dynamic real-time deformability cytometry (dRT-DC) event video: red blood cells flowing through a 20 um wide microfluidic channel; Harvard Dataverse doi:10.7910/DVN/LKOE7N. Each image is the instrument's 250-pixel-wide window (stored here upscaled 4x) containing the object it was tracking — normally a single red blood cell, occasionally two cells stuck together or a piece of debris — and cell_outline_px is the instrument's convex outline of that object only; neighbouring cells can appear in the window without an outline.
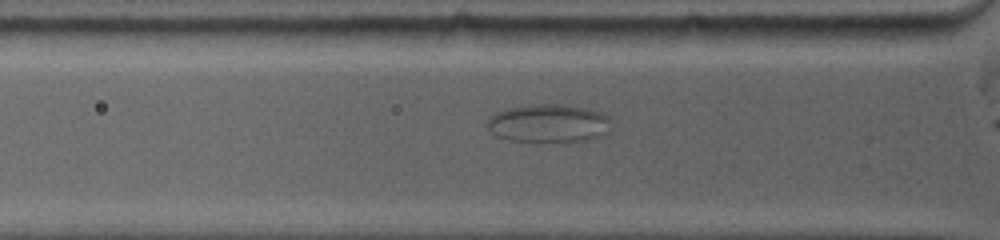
{"species": "common noctule bat (a hibernating species)", "species_latin": "Nyctalus noctula", "temperature_condition": "warm", "stored_images_in_passage": 3, "camera_frame_rate_fps": 5000, "um_per_image_px": 0.085, "animal": {"sex": "female", "body_mass_g": 19.0, "forearm_length_mm": 53.3}, "frame": {"image": 1, "passage_image": 2, "time_ms": 0.4, "image_size_px": [1000, 240], "cell_outline_px": [[612, 120], [596, 136], [588, 140], [512, 140], [496, 136], [484, 124], [488, 116], [496, 112], [508, 108], [528, 104], [564, 104], [588, 108], [600, 112], [608, 116]], "centroid_in_image_um": [46.51, 10.43], "position_along_channel_um": 79.3, "area_um2": 26.99}}